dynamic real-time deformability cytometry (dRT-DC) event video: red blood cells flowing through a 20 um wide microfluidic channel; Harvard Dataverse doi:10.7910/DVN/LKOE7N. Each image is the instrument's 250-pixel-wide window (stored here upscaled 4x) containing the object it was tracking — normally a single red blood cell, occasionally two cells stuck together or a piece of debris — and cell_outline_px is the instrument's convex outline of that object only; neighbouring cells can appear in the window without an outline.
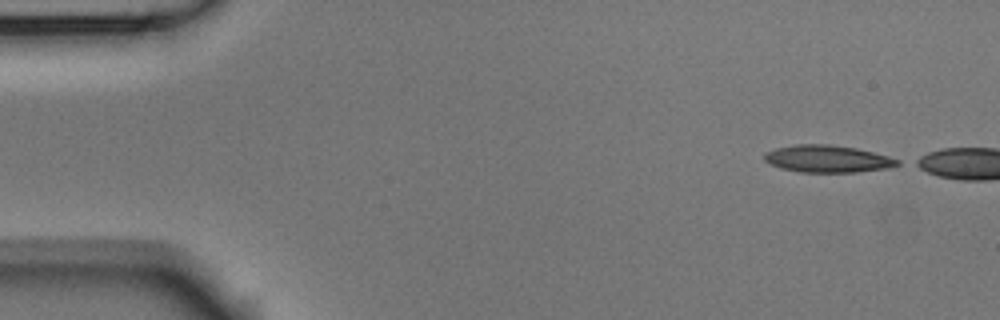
{"species": "Egyptian fruit bat (a non-hibernating species)", "species_latin": "Rousettus aegyptiacus", "temperature_condition": "room temperature", "stored_images_in_passage": 5, "camera_frame_rate_fps": 3000, "um_per_image_px": 0.085, "animal": {"sex": "male"}, "frame": {"image": 1, "passage_image": 1, "time_ms": 0.0, "image_size_px": [1000, 320], "cell_outline_px": [[900, 164], [888, 168], [856, 172], [800, 172], [780, 168], [764, 160], [764, 152], [776, 148], [796, 144], [828, 144], [856, 148], [888, 156], [900, 160]], "centroid_in_image_um": [70.33, 13.5], "position_along_channel_um": 14.7, "area_um2": 21.04}}
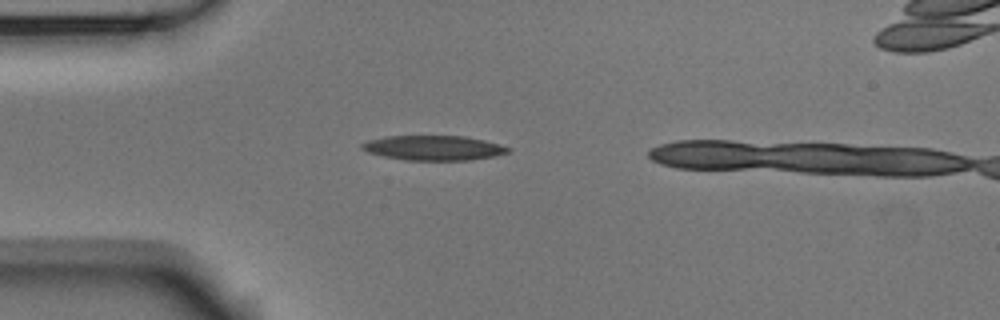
{"frame": {"image": 2, "passage_image": 3, "time_ms": 0.667, "image_size_px": [1000, 320], "cell_outline_px": [[512, 148], [508, 152], [496, 156], [468, 160], [404, 160], [384, 156], [368, 152], [360, 148], [360, 144], [368, 140], [384, 136], [464, 136], [484, 140], [500, 144]], "centroid_in_image_um": [36.85, 12.57], "position_along_channel_um": 48.2, "area_um2": 21.15}}